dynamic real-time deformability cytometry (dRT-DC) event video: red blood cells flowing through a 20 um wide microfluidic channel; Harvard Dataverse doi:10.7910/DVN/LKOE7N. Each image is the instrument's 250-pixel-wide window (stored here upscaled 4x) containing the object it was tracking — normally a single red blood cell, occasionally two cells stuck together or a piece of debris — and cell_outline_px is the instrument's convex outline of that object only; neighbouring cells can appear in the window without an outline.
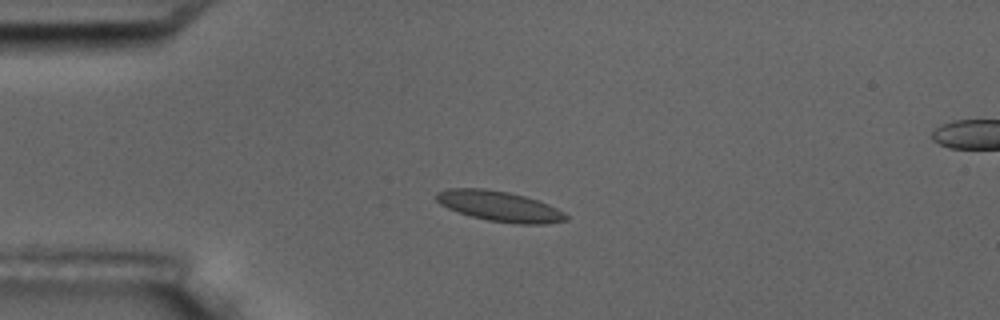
{"species": "common noctule bat (a hibernating species)", "species_latin": "Nyctalus noctula", "temperature_condition": "room temperature", "stored_images_in_passage": 16, "camera_frame_rate_fps": 3000, "um_per_image_px": 0.085, "animal": {"sex": "male", "body_mass_g": 17.5, "forearm_length_mm": 52.3}, "frame": {"image": 1, "passage_image": 3, "time_ms": 2.333, "image_size_px": [1000, 320], "cell_outline_px": [[568, 220], [548, 224], [516, 224], [488, 220], [472, 216], [448, 208], [440, 204], [436, 200], [436, 192], [448, 188], [484, 188], [508, 192], [524, 196], [548, 204], [564, 212], [568, 216]], "centroid_in_image_um": [42.47, 17.53], "position_along_channel_um": 42.5, "area_um2": 22.83}}
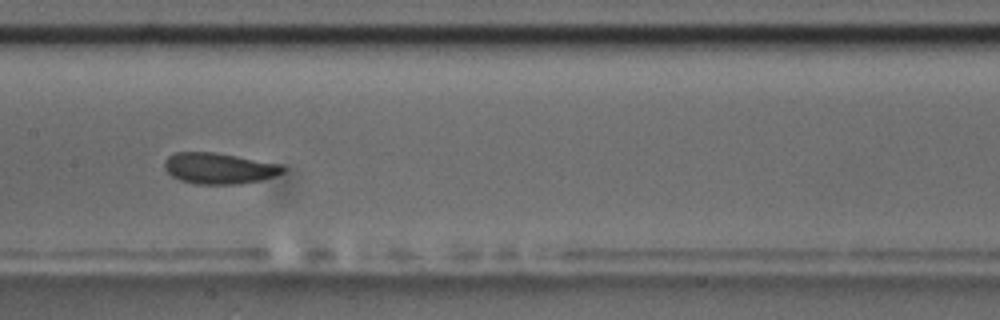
{"frame": {"image": 2, "passage_image": 7, "time_ms": 7.0, "image_size_px": [1000, 320], "cell_outline_px": [[288, 168], [284, 172], [260, 180], [240, 184], [196, 184], [180, 180], [172, 176], [164, 168], [164, 160], [168, 156], [176, 152], [216, 152], [284, 164]], "centroid_in_image_um": [18.65, 14.3], "position_along_channel_um": 188.8, "area_um2": 21.68}}
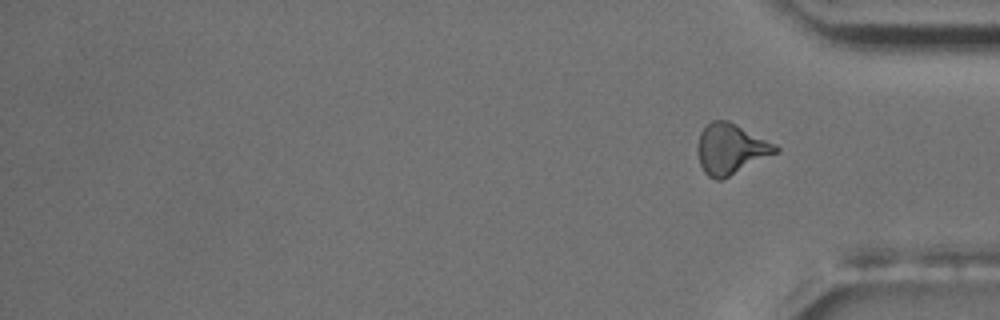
{"frame": {"image": 3, "passage_image": 16, "time_ms": 17.333, "image_size_px": [1000, 320], "cell_outline_px": [[780, 148], [776, 152], [720, 180], [716, 180], [708, 176], [704, 172], [700, 164], [696, 152], [696, 144], [700, 132], [712, 120], [728, 120], [776, 144]], "centroid_in_image_um": [62.05, 12.64], "position_along_channel_um": 373.1, "area_um2": 22.66}, "authors_computed_cell_mechanics": {"area_um2": 21.675, "velocity_mm_per_s": 3.6456, "shape_relaxation_time_tau1_ms": 2.3093, "shape_relaxation_time_tau2_ms": 0.376, "deformation_change_tau1": 0.0756, "deformation_change_tau2": 0.0454}}